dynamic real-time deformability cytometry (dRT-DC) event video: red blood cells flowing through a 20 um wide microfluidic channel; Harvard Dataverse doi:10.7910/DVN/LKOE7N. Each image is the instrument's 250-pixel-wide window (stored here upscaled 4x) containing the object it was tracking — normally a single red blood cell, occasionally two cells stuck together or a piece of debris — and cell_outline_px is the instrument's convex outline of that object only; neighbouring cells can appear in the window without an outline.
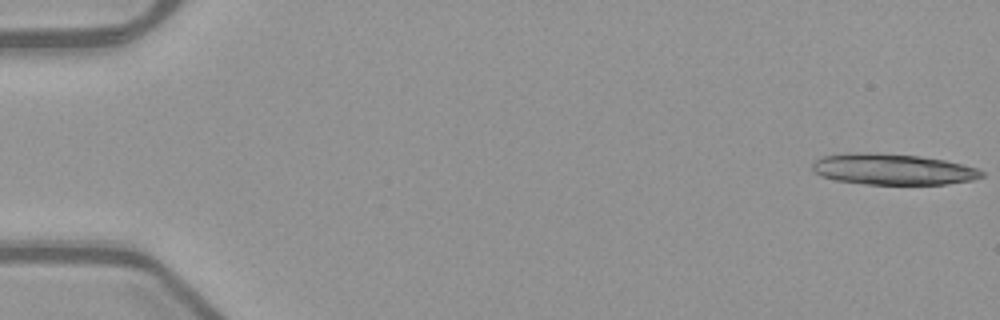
{"species": "common noctule bat (a hibernating species)", "species_latin": "Nyctalus noctula", "temperature_condition": "warm", "stored_images_in_passage": 12, "camera_frame_rate_fps": 3000, "um_per_image_px": 0.085, "animal": {"sex": "female", "body_mass_g": 21.9}, "frame": {"image": 1, "passage_image": 1, "time_ms": 0.0, "image_size_px": [1000, 320], "cell_outline_px": [[984, 176], [972, 180], [944, 184], [864, 184], [836, 180], [820, 176], [812, 168], [812, 164], [816, 160], [824, 156], [848, 152], [876, 152], [920, 156], [944, 160], [964, 164], [976, 168], [984, 172]], "centroid_in_image_um": [75.88, 14.38], "position_along_channel_um": 9.1, "area_um2": 30.69}}